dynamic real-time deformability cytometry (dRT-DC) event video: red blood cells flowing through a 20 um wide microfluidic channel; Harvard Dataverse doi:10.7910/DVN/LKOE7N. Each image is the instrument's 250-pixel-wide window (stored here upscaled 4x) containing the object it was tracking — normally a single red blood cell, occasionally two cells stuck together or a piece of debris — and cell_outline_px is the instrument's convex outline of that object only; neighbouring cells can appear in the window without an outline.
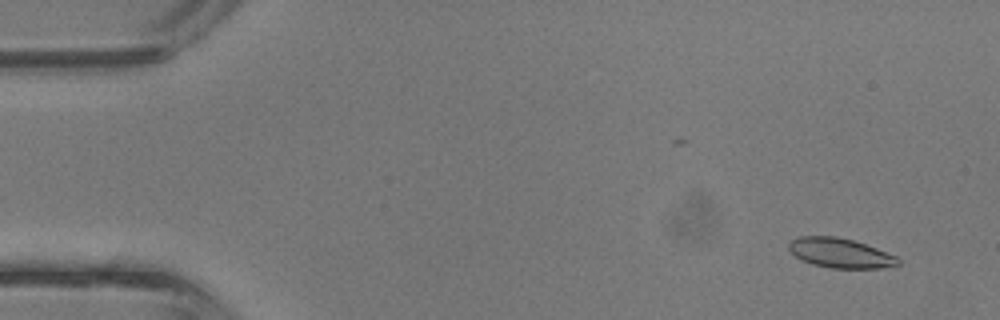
{"species": "common noctule bat (a hibernating species)", "species_latin": "Nyctalus noctula", "temperature_condition": "room temperature", "stored_images_in_passage": 43, "camera_frame_rate_fps": 3000, "um_per_image_px": 0.085, "animal": {"sex": "male", "body_mass_g": 13.3}, "frame": {"image": 1, "passage_image": 3, "time_ms": 0.667, "image_size_px": [1000, 320], "cell_outline_px": [[900, 264], [880, 268], [832, 268], [812, 264], [796, 256], [788, 248], [788, 244], [796, 236], [836, 236], [852, 240], [876, 248], [896, 256], [900, 260]], "centroid_in_image_um": [71.41, 21.5], "position_along_channel_um": 13.6, "area_um2": 18.67}}
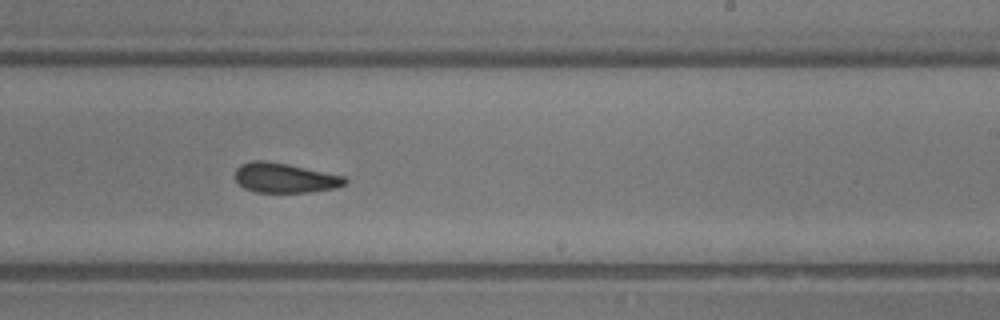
{"frame": {"image": 2, "passage_image": 26, "time_ms": 8.333, "image_size_px": [1000, 320], "cell_outline_px": [[348, 180], [344, 184], [336, 188], [312, 192], [256, 192], [244, 188], [236, 180], [236, 168], [240, 164], [252, 160], [260, 160], [288, 164], [344, 176]], "centroid_in_image_um": [24.2, 15.12], "position_along_channel_um": 264.8, "area_um2": 18.96}}
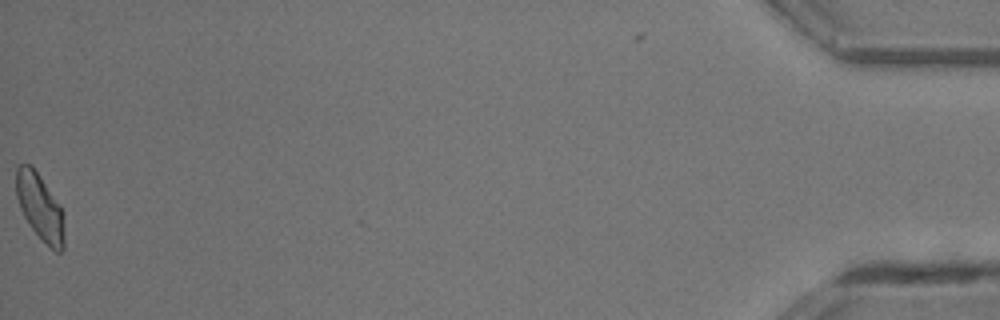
{"frame": {"image": 3, "passage_image": 43, "time_ms": 14.0, "image_size_px": [1000, 320], "cell_outline_px": [[64, 248], [60, 252], [56, 252], [28, 224], [20, 208], [16, 196], [16, 168], [20, 164], [32, 164], [60, 204], [64, 216]], "centroid_in_image_um": [3.4, 17.56], "position_along_channel_um": 431.8, "area_um2": 18.67}, "authors_computed_cell_mechanics": {"area_um2": 18.9584, "velocity_mm_per_s": 4.8151, "shape_relaxation_time_tau1_ms": 10.1382, "shape_relaxation_time_tau2_ms": 1.744, "deformation_change_tau1": 0.2338, "deformation_change_tau2": 0.0736}}